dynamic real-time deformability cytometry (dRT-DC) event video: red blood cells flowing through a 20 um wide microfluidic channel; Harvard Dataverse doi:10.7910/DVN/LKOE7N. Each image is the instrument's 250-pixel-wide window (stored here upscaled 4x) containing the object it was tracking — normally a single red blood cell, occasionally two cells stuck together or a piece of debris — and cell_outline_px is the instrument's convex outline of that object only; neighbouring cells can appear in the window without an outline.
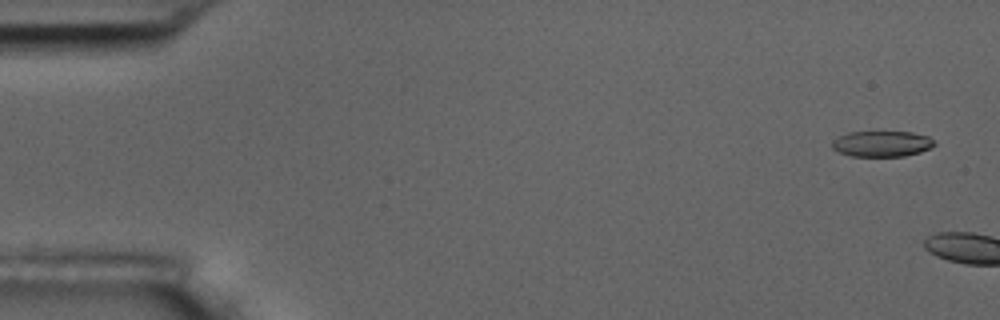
{"species": "common noctule bat (a hibernating species)", "species_latin": "Nyctalus noctula", "temperature_condition": "room temperature", "stored_images_in_passage": 2, "camera_frame_rate_fps": 3000, "um_per_image_px": 0.085, "animal": {"sex": "male", "body_mass_g": 17.5, "forearm_length_mm": 52.3}, "frame": {"image": 1, "passage_image": 1, "time_ms": 0.0, "image_size_px": [1000, 320], "cell_outline_px": [[936, 144], [920, 152], [904, 156], [852, 156], [840, 152], [832, 148], [832, 140], [848, 132], [912, 132], [928, 136]], "centroid_in_image_um": [74.94, 12.22], "position_along_channel_um": 10.1, "area_um2": 15.2}}